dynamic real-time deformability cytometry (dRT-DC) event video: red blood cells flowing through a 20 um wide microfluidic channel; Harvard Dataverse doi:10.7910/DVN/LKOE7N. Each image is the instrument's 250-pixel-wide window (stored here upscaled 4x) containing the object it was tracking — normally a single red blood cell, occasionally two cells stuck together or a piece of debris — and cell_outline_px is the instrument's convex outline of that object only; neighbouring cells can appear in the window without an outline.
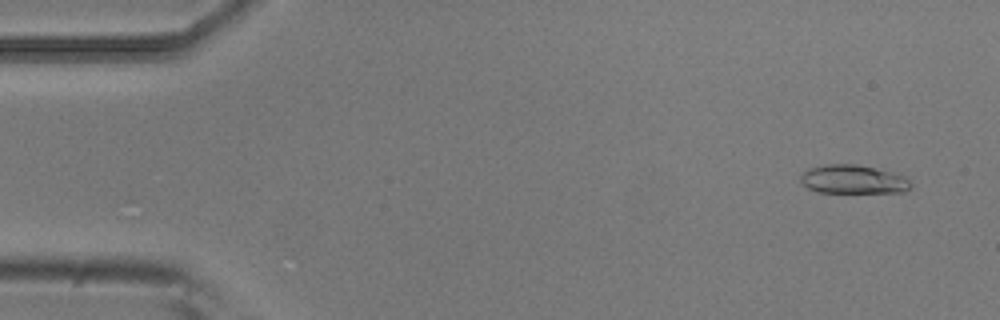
{"species": "common noctule bat (a hibernating species)", "species_latin": "Nyctalus noctula", "temperature_condition": "room temperature", "stored_images_in_passage": 5, "camera_frame_rate_fps": 3000, "um_per_image_px": 0.085, "animal": {"sex": "male", "body_mass_g": 20.5, "forearm_length_mm": 52.5}, "frame": {"image": 1, "passage_image": 1, "time_ms": 0.0, "image_size_px": [1000, 320], "cell_outline_px": [[912, 184], [904, 192], [816, 192], [800, 184], [800, 176], [808, 168], [828, 164], [856, 164], [892, 172], [904, 176]], "centroid_in_image_um": [72.47, 15.25], "position_along_channel_um": 12.5, "area_um2": 18.38}}